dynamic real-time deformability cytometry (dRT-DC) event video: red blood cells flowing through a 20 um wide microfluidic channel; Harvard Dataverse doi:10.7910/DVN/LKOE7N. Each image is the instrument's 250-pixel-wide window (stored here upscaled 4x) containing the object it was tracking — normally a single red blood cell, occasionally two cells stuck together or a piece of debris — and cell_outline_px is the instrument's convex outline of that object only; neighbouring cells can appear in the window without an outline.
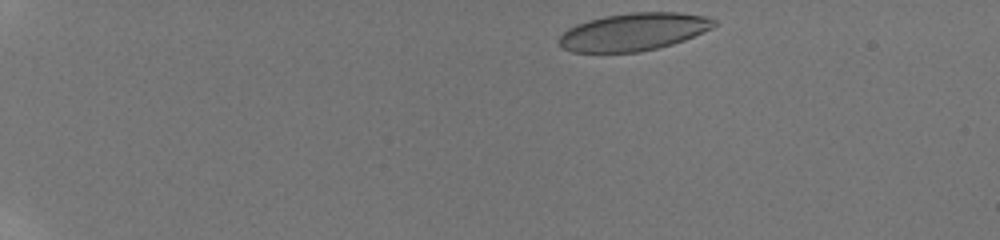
{"species": "human", "species_latin": "Homo sapiens", "temperature_condition": "room temperature", "stored_images_in_passage": 46, "camera_frame_rate_fps": 3000, "um_per_image_px": 0.085, "donor": {"sex": "male"}, "frame": {"image": 1, "passage_image": 1, "time_ms": 0.0, "image_size_px": [1000, 240], "cell_outline_px": [[716, 24], [712, 28], [684, 40], [672, 44], [640, 52], [572, 52], [564, 48], [560, 44], [560, 36], [568, 28], [576, 24], [588, 20], [604, 16], [628, 12], [680, 12], [704, 16], [716, 20]], "centroid_in_image_um": [53.86, 2.7], "position_along_channel_um": 31.1, "area_um2": 33.87}}
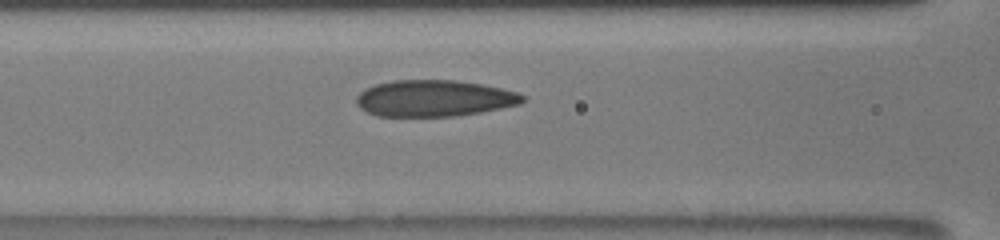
{"frame": {"image": 2, "passage_image": 18, "time_ms": 5.667, "image_size_px": [1000, 240], "cell_outline_px": [[524, 100], [520, 104], [480, 112], [452, 116], [376, 116], [360, 108], [356, 104], [356, 96], [364, 88], [376, 84], [392, 80], [452, 80], [480, 84], [520, 92], [524, 96]], "centroid_in_image_um": [36.87, 8.35], "position_along_channel_um": 129.7, "area_um2": 35.26}}
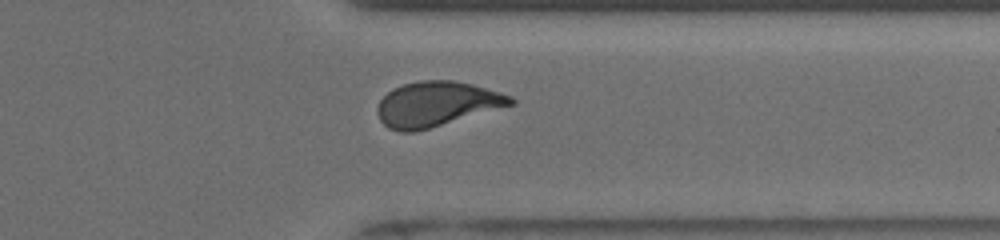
{"frame": {"image": 3, "passage_image": 37, "time_ms": 12.0, "image_size_px": [1000, 240], "cell_outline_px": [[516, 104], [428, 128], [412, 132], [400, 132], [388, 128], [380, 120], [376, 112], [376, 108], [380, 100], [392, 88], [404, 84], [420, 80], [456, 80], [472, 84], [500, 92], [512, 96], [516, 100]], "centroid_in_image_um": [37.11, 8.83], "position_along_channel_um": 374.3, "area_um2": 34.85}, "authors_computed_cell_mechanics": {"area_um2": 34.9401, "velocity_mm_per_s": 3.8577, "shape_relaxation_time_tau1_ms": 6.5566, "shape_relaxation_time_tau2_ms": 1.2437, "deformation_change_tau1": 0.194, "deformation_change_tau2": 0.0795}}